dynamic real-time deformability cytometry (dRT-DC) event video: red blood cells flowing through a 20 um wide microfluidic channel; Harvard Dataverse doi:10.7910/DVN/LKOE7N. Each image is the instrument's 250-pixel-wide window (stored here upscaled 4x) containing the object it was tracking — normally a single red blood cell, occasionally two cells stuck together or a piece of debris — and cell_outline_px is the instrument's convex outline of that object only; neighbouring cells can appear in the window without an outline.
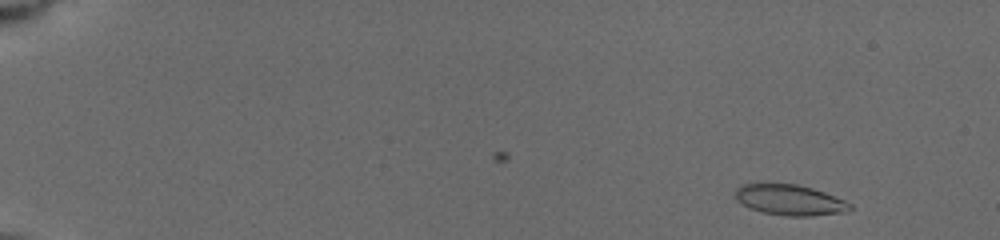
{"species": "common noctule bat (a hibernating species)", "species_latin": "Nyctalus noctula", "temperature_condition": "cold", "stored_images_in_passage": 15, "camera_frame_rate_fps": 3000, "um_per_image_px": 0.085, "animal": {"sex": "female", "body_mass_g": 19.5, "forearm_length_mm": 54.1}, "frame": {"image": 1, "passage_image": 2, "time_ms": 0.667, "image_size_px": [1000, 240], "cell_outline_px": [[852, 208], [848, 212], [812, 216], [788, 216], [760, 212], [748, 208], [736, 200], [736, 188], [740, 184], [796, 184], [812, 188], [824, 192], [844, 200], [852, 204]], "centroid_in_image_um": [67.14, 17.01], "position_along_channel_um": 17.9, "area_um2": 20.58}}
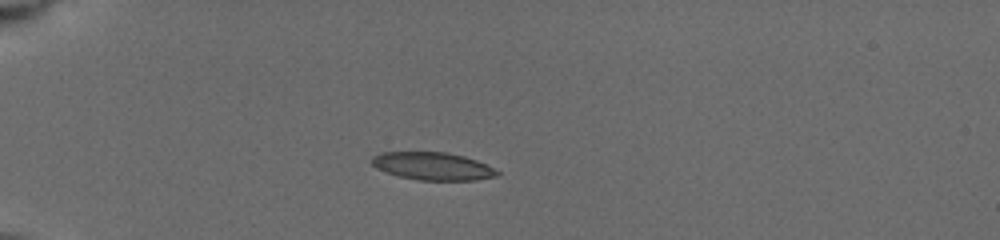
{"frame": {"image": 2, "passage_image": 7, "time_ms": 4.333, "image_size_px": [1000, 240], "cell_outline_px": [[500, 176], [476, 180], [420, 180], [400, 176], [376, 168], [368, 160], [372, 156], [380, 152], [444, 152], [464, 156], [476, 160], [500, 172]], "centroid_in_image_um": [36.76, 14.12], "position_along_channel_um": 48.2, "area_um2": 20.23}}
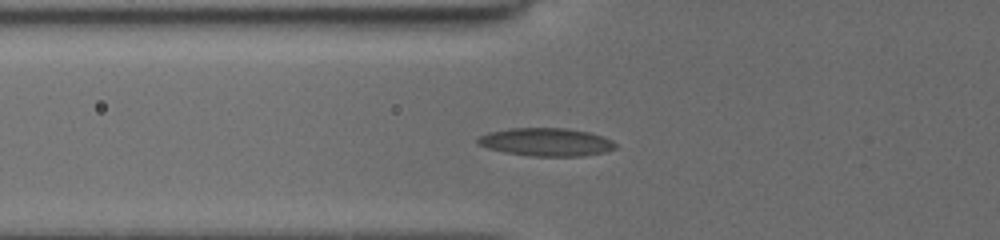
{"frame": {"image": 3, "passage_image": 12, "time_ms": 6.0, "image_size_px": [1000, 240], "cell_outline_px": [[616, 148], [604, 152], [580, 156], [532, 156], [504, 152], [488, 148], [476, 144], [476, 136], [488, 132], [512, 128], [564, 128], [588, 132], [604, 136], [612, 140], [616, 144]], "centroid_in_image_um": [46.39, 12.07], "position_along_channel_um": 79.4, "area_um2": 22.6}}